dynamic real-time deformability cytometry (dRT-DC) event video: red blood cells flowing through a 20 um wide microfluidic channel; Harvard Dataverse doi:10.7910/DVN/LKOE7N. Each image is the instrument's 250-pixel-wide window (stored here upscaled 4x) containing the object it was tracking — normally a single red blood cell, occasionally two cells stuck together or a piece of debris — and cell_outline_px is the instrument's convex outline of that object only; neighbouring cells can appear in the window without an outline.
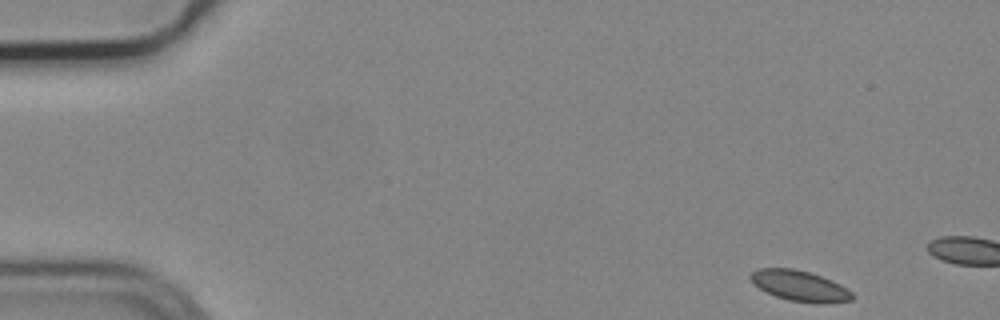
{"species": "common noctule bat (a hibernating species)", "species_latin": "Nyctalus noctula", "temperature_condition": "cold", "stored_images_in_passage": 3, "camera_frame_rate_fps": 3000, "um_per_image_px": 0.085, "animal": {"sex": "male", "body_mass_g": 19.2, "forearm_length_mm": 51.8}, "frame": {"image": 1, "passage_image": 1, "time_ms": 0.0, "image_size_px": [1000, 320], "cell_outline_px": [[852, 300], [820, 304], [816, 304], [788, 300], [776, 296], [752, 284], [748, 276], [756, 268], [792, 268], [808, 272], [832, 280], [840, 284], [852, 292]], "centroid_in_image_um": [67.95, 24.3], "position_along_channel_um": 17.1, "area_um2": 18.15}}